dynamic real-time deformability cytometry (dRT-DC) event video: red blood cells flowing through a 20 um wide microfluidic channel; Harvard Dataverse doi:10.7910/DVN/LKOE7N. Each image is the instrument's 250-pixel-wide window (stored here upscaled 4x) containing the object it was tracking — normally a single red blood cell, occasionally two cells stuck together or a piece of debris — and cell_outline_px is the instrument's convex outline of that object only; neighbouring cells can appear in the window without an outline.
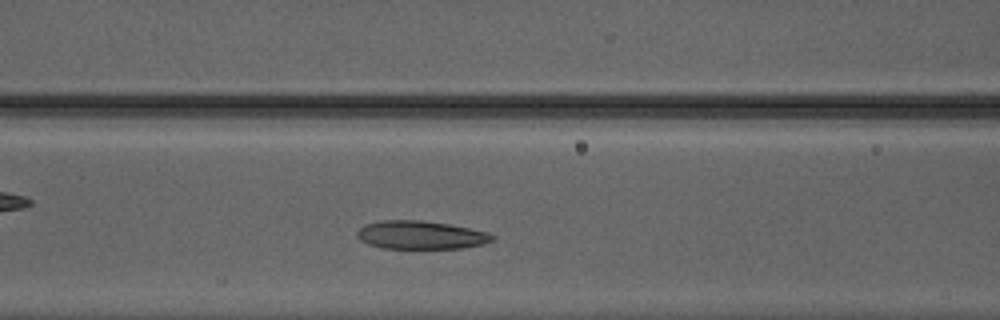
{"species": "Egyptian fruit bat (a non-hibernating species)", "species_latin": "Rousettus aegyptiacus", "temperature_condition": "warm", "stored_images_in_passage": 34, "camera_frame_rate_fps": 3000, "um_per_image_px": 0.085, "animal": {"sex": "male"}, "frame": {"image": 1, "passage_image": 9, "time_ms": 2.667, "image_size_px": [1000, 320], "cell_outline_px": [[496, 236], [492, 240], [484, 244], [460, 248], [384, 248], [368, 244], [360, 240], [356, 236], [356, 232], [364, 224], [384, 220], [420, 220], [448, 224], [488, 232]], "centroid_in_image_um": [35.74, 19.97], "position_along_channel_um": 130.9, "area_um2": 22.2}}
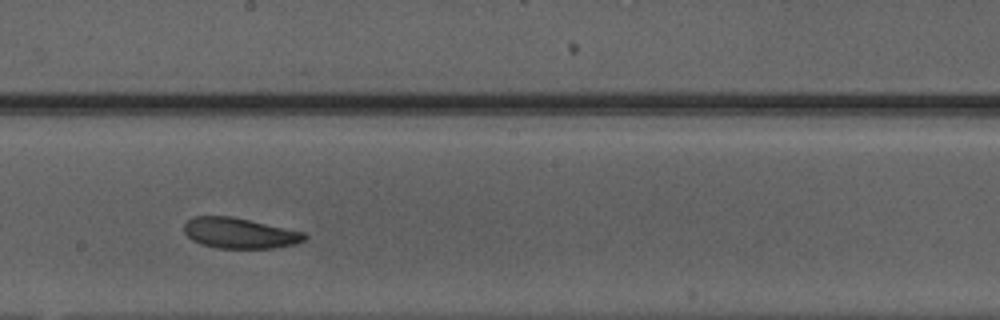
{"frame": {"image": 2, "passage_image": 16, "time_ms": 5.0, "image_size_px": [1000, 320], "cell_outline_px": [[308, 236], [304, 240], [292, 244], [272, 248], [216, 248], [200, 244], [192, 240], [184, 232], [184, 224], [192, 216], [232, 216], [304, 232]], "centroid_in_image_um": [20.32, 19.81], "position_along_channel_um": 227.9, "area_um2": 21.39}}
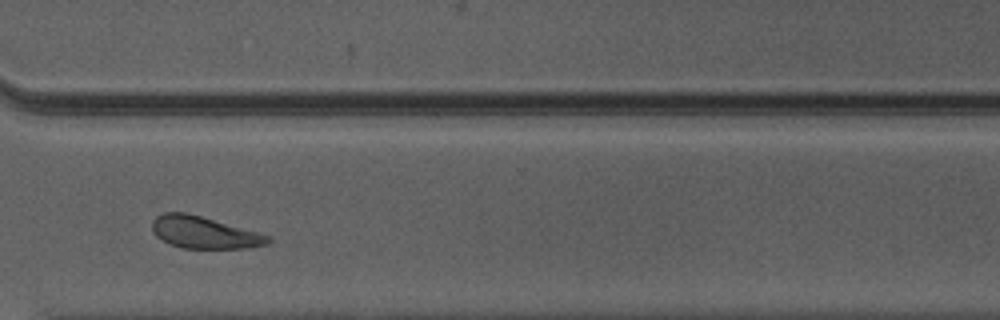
{"frame": {"image": 3, "passage_image": 25, "time_ms": 8.0, "image_size_px": [1000, 320], "cell_outline_px": [[272, 240], [268, 244], [248, 248], [180, 248], [168, 244], [160, 240], [152, 232], [152, 220], [156, 216], [164, 212], [188, 212], [272, 236]], "centroid_in_image_um": [17.33, 19.76], "position_along_channel_um": 353.3, "area_um2": 21.96}, "authors_computed_cell_mechanics": {"area_um2": 22.0796, "velocity_mm_per_s": 4.1672, "shape_relaxation_time_tau1_ms": 10.1503, "shape_relaxation_time_tau2_ms": 3.7125, "deformation_change_tau1": 0.2097, "deformation_change_tau2": 0.0977}}